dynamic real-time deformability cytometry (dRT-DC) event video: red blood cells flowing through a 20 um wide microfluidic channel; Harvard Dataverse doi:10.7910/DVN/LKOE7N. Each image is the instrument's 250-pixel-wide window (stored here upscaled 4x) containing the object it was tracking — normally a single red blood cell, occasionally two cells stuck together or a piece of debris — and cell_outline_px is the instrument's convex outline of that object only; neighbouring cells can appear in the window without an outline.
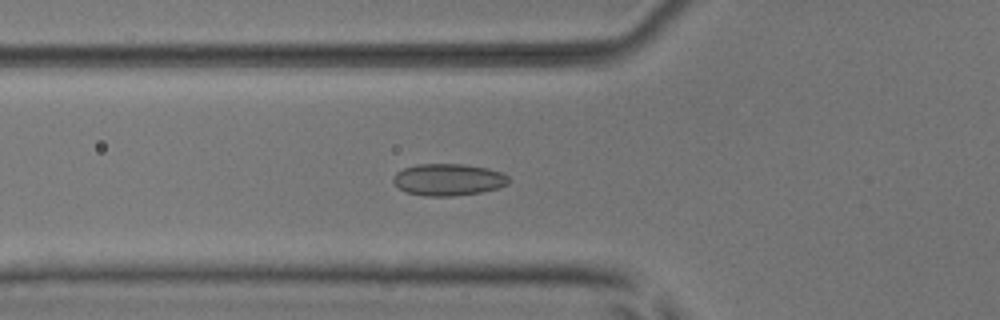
{"species": "common noctule bat (a hibernating species)", "species_latin": "Nyctalus noctula", "temperature_condition": "room temperature", "stored_images_in_passage": 44, "camera_frame_rate_fps": 3000, "um_per_image_px": 0.085, "animal": {"sex": "male", "body_mass_g": 17.9, "forearm_length_mm": 54.2}, "frame": {"image": 1, "passage_image": 11, "time_ms": 3.333, "image_size_px": [1000, 320], "cell_outline_px": [[508, 184], [496, 188], [480, 192], [452, 196], [424, 196], [408, 192], [400, 188], [392, 180], [392, 176], [396, 172], [404, 168], [416, 164], [464, 164], [488, 168], [500, 172], [508, 176]], "centroid_in_image_um": [38.08, 15.26], "position_along_channel_um": 87.7, "area_um2": 21.33}}
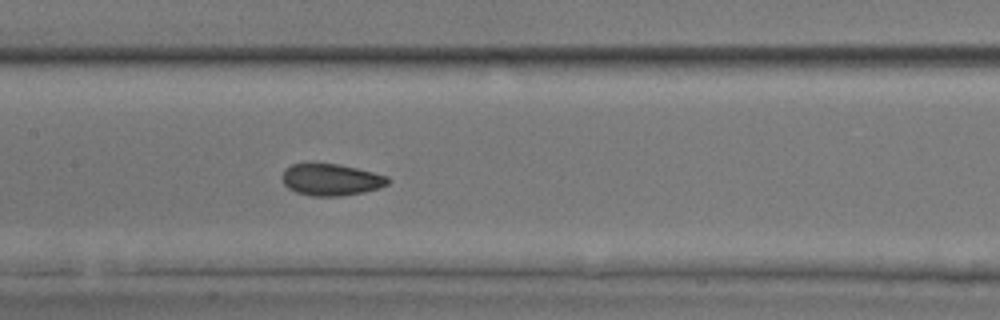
{"frame": {"image": 2, "passage_image": 18, "time_ms": 5.667, "image_size_px": [1000, 320], "cell_outline_px": [[388, 184], [380, 188], [364, 192], [340, 196], [312, 196], [296, 192], [288, 188], [284, 184], [284, 168], [292, 164], [340, 164], [388, 176]], "centroid_in_image_um": [28.16, 15.28], "position_along_channel_um": 179.2, "area_um2": 19.36}}
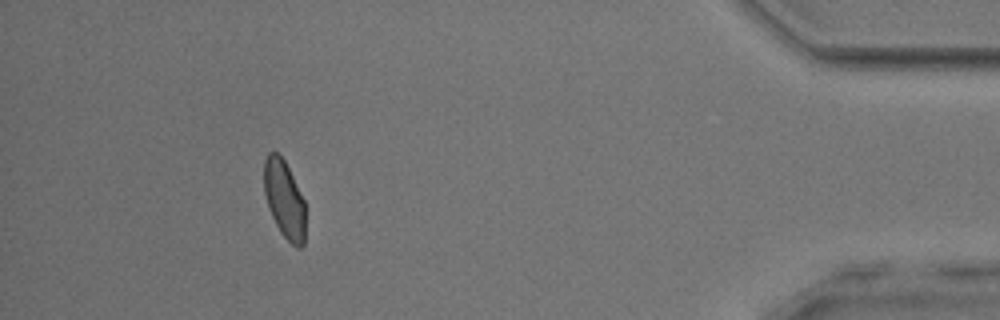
{"frame": {"image": 3, "passage_image": 40, "time_ms": 13.0, "image_size_px": [1000, 320], "cell_outline_px": [[304, 244], [300, 248], [296, 248], [280, 232], [268, 208], [264, 192], [264, 160], [268, 152], [276, 152], [284, 160], [304, 200]], "centroid_in_image_um": [24.15, 16.95], "position_along_channel_um": 411.1, "area_um2": 18.55}, "authors_computed_cell_mechanics": {"area_um2": 19.9121, "velocity_mm_per_s": 3.9145, "shape_relaxation_time_tau1_ms": 8.4847, "shape_relaxation_time_tau2_ms": 1.1804, "deformation_change_tau1": 0.1175, "deformation_change_tau2": 0.0653}}